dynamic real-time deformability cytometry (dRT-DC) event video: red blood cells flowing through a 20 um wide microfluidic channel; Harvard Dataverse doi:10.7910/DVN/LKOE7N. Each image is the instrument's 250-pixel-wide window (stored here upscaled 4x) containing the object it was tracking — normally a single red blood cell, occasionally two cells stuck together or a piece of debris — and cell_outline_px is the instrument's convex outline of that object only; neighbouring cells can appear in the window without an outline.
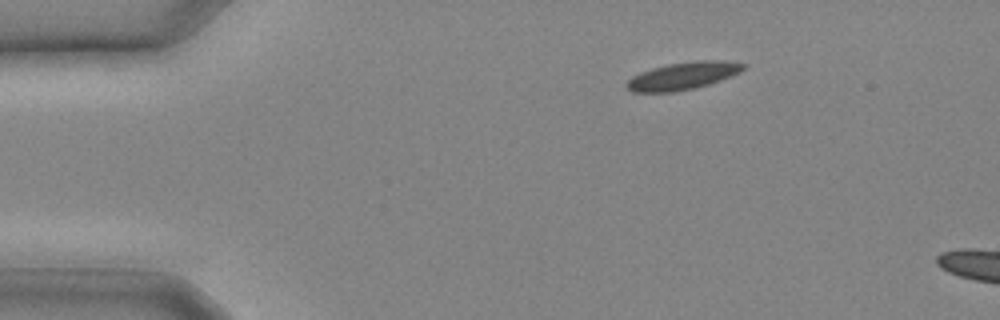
{"species": "common noctule bat (a hibernating species)", "species_latin": "Nyctalus noctula", "temperature_condition": "cold", "stored_images_in_passage": 5, "camera_frame_rate_fps": 3000, "um_per_image_px": 0.085, "animal": {"sex": "male", "body_mass_g": 20.4}, "frame": {"image": 1, "passage_image": 1, "time_ms": 0.0, "image_size_px": [1000, 320], "cell_outline_px": [[748, 64], [740, 72], [732, 76], [696, 88], [676, 92], [632, 92], [624, 84], [632, 76], [640, 72], [652, 68], [668, 64], [696, 60], [720, 60]], "centroid_in_image_um": [58.05, 6.45], "position_along_channel_um": 27.0, "area_um2": 18.79}}